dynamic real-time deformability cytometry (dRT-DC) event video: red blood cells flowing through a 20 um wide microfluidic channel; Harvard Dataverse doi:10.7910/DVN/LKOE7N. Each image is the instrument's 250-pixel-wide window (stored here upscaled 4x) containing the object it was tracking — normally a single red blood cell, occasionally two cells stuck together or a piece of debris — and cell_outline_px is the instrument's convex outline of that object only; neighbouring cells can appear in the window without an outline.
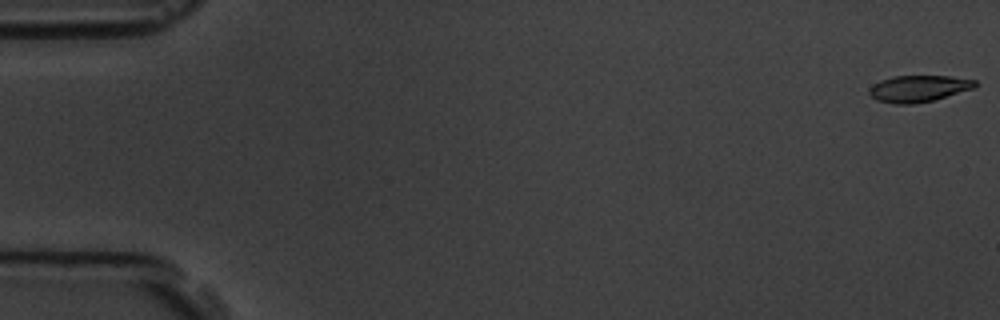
{"species": "common noctule bat (a hibernating species)", "species_latin": "Nyctalus noctula", "temperature_condition": "room temperature", "stored_images_in_passage": 7, "camera_frame_rate_fps": 3000, "um_per_image_px": 0.085, "animal": {"sex": "male", "body_mass_g": 19.5, "forearm_length_mm": 54.6}, "frame": {"image": 1, "passage_image": 1, "time_ms": 0.0, "image_size_px": [1000, 320], "cell_outline_px": [[976, 88], [932, 100], [912, 104], [896, 104], [876, 100], [868, 92], [868, 88], [872, 84], [880, 80], [892, 76], [952, 76], [976, 80]], "centroid_in_image_um": [78.06, 7.52], "position_along_channel_um": 6.9, "area_um2": 16.47}}
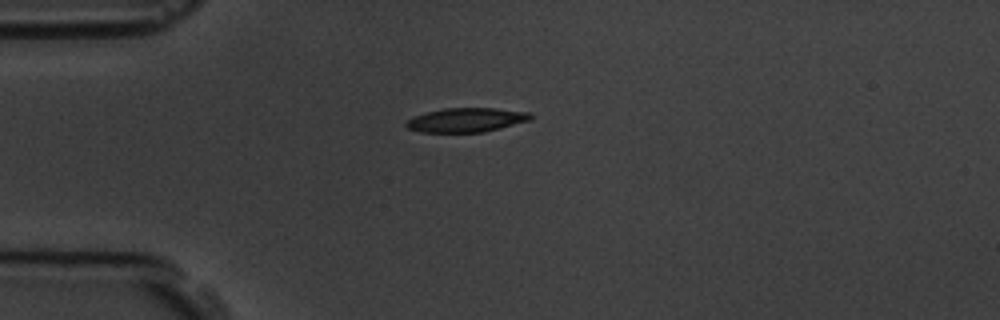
{"frame": {"image": 2, "passage_image": 5, "time_ms": 4.667, "image_size_px": [1000, 320], "cell_outline_px": [[532, 120], [484, 132], [420, 132], [408, 128], [404, 124], [412, 116], [424, 112], [444, 108], [496, 108], [532, 112]], "centroid_in_image_um": [39.65, 10.19], "position_along_channel_um": 45.4, "area_um2": 17.74}}
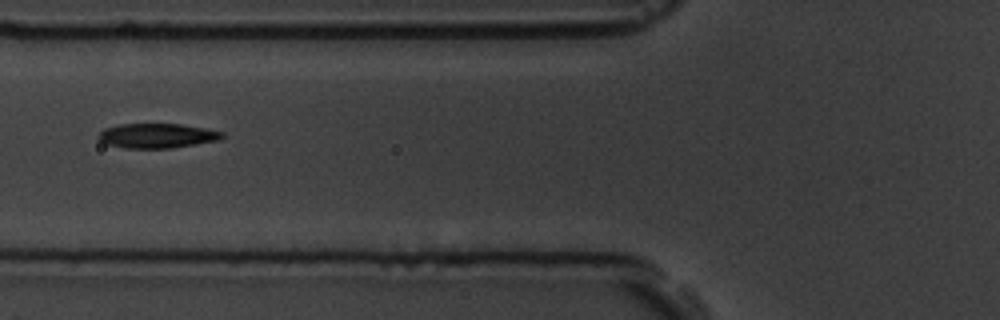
{"frame": {"image": 3, "passage_image": 7, "time_ms": 7.0, "image_size_px": [1000, 320], "cell_outline_px": [[224, 136], [220, 140], [172, 148], [124, 148], [104, 144], [96, 136], [104, 128], [120, 124], [180, 124], [204, 128], [224, 132]], "centroid_in_image_um": [13.33, 11.54], "position_along_channel_um": 112.5, "area_um2": 17.86}}